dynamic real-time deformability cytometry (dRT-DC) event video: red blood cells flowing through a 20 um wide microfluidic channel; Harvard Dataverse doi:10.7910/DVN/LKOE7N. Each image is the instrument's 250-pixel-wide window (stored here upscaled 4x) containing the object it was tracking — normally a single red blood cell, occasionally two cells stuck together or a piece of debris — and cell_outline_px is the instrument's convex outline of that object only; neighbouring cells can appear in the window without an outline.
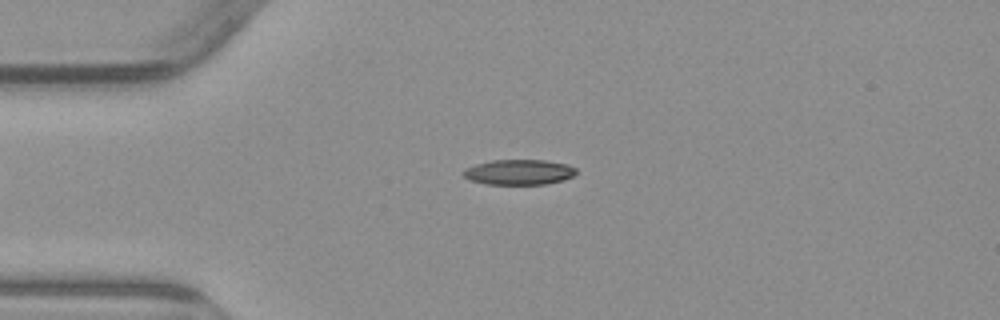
{"species": "common noctule bat (a hibernating species)", "species_latin": "Nyctalus noctula", "temperature_condition": "warm", "stored_images_in_passage": 3, "camera_frame_rate_fps": 3000, "um_per_image_px": 0.085, "animal": {"sex": "male", "body_mass_g": 23.1, "forearm_length_mm": 52.7}, "frame": {"image": 1, "passage_image": 2, "time_ms": 1.333, "image_size_px": [1000, 320], "cell_outline_px": [[576, 172], [572, 176], [564, 180], [544, 184], [484, 184], [468, 180], [464, 176], [464, 168], [476, 164], [492, 160], [544, 160], [568, 164], [576, 168]], "centroid_in_image_um": [44.1, 14.63], "position_along_channel_um": 40.9, "area_um2": 16.65}}